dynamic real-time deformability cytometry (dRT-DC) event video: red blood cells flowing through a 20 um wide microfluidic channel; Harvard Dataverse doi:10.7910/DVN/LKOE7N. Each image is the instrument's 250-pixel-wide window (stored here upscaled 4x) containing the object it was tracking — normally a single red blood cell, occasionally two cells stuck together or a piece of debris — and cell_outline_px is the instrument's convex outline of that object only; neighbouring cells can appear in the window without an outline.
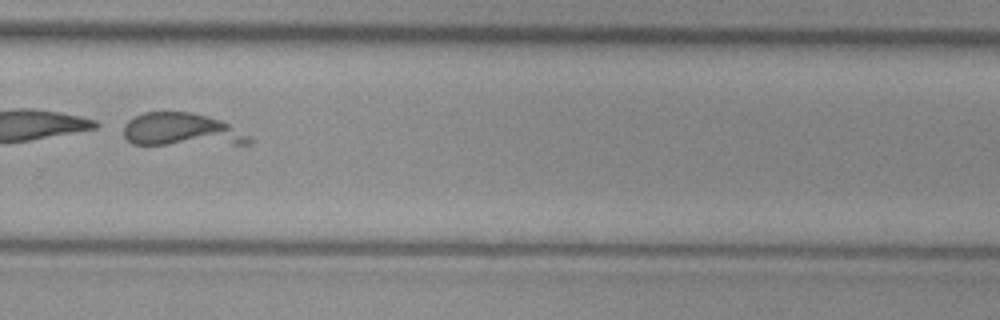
{"species": "common noctule bat (a hibernating species)", "species_latin": "Nyctalus noctula", "temperature_condition": "cold", "stored_images_in_passage": 44, "camera_frame_rate_fps": 3000, "um_per_image_px": 0.085, "animal": {"sex": "female", "body_mass_g": 29.2, "forearm_length_mm": 56.3}, "frame": {"image": 1, "passage_image": 26, "time_ms": 8.333, "image_size_px": [1000, 320], "cell_outline_px": [[252, 144], [132, 144], [124, 136], [124, 124], [128, 120], [144, 112], [192, 112], [208, 116], [220, 120], [228, 124], [252, 140]], "centroid_in_image_um": [15.39, 11.03], "position_along_channel_um": 314.4, "area_um2": 23.81}}